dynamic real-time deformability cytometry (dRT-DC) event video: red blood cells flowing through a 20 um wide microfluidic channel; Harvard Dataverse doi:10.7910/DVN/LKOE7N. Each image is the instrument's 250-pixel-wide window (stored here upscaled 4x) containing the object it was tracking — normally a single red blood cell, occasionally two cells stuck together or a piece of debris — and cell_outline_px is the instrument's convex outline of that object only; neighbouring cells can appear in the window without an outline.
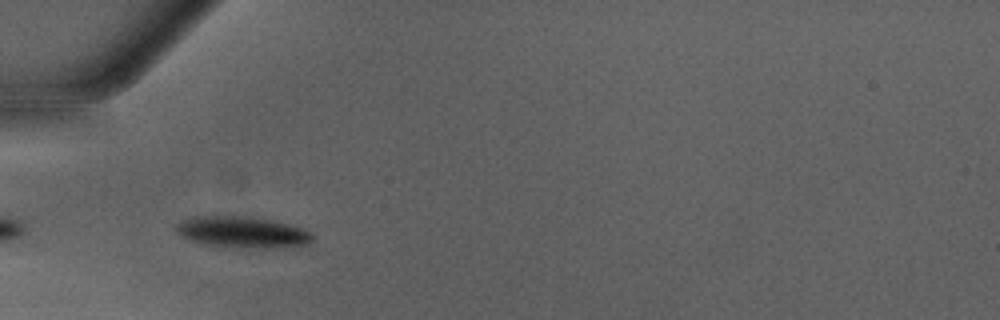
{"species": "Egyptian fruit bat (a non-hibernating species)", "species_latin": "Rousettus aegyptiacus", "temperature_condition": "warm", "stored_images_in_passage": 28, "camera_frame_rate_fps": 3000, "um_per_image_px": 0.085, "animal": {"sex": "male"}, "frame": {"image": 1, "passage_image": 2, "time_ms": 0.333, "image_size_px": [1000, 320], "cell_outline_px": [[312, 240], [308, 244], [272, 248], [240, 248], [200, 244], [188, 240], [180, 236], [176, 232], [176, 228], [184, 220], [196, 216], [252, 216], [300, 228], [308, 232], [312, 236]], "centroid_in_image_um": [20.53, 19.75], "position_along_channel_um": 64.5, "area_um2": 24.62}}
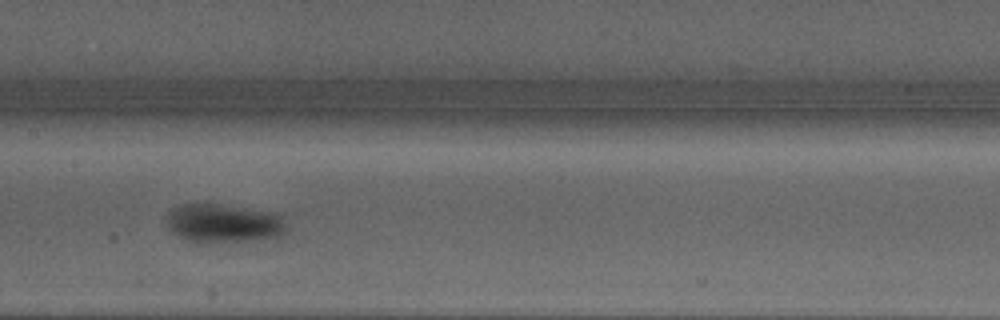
{"frame": {"image": 2, "passage_image": 11, "time_ms": 3.333, "image_size_px": [1000, 320], "cell_outline_px": [[288, 228], [284, 232], [276, 236], [244, 240], [196, 244], [184, 240], [172, 232], [168, 224], [168, 216], [172, 208], [184, 204], [216, 204], [276, 212], [284, 216]], "centroid_in_image_um": [19.01, 18.98], "position_along_channel_um": 188.4, "area_um2": 27.05}}
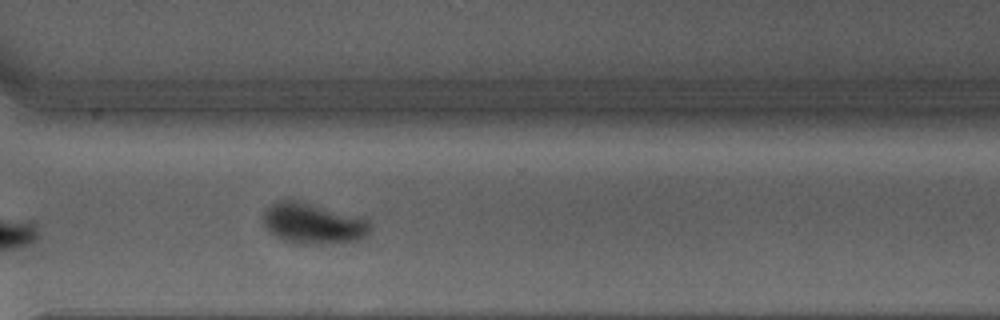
{"frame": {"image": 3, "passage_image": 22, "time_ms": 7.0, "image_size_px": [1000, 320], "cell_outline_px": [[372, 228], [368, 236], [356, 240], [340, 244], [304, 244], [284, 240], [268, 232], [260, 216], [276, 200], [292, 196], [364, 216], [372, 224]], "centroid_in_image_um": [26.66, 18.93], "position_along_channel_um": 343.9, "area_um2": 27.17}, "authors_computed_cell_mechanics": {"area_um2": 26.4435, "velocity_mm_per_s": 4.2479, "shape_relaxation_time_tau1_ms": 3.0871, "shape_relaxation_time_tau2_ms": null, "deformation_change_tau1": 0.1557, "deformation_change_tau2": null}}